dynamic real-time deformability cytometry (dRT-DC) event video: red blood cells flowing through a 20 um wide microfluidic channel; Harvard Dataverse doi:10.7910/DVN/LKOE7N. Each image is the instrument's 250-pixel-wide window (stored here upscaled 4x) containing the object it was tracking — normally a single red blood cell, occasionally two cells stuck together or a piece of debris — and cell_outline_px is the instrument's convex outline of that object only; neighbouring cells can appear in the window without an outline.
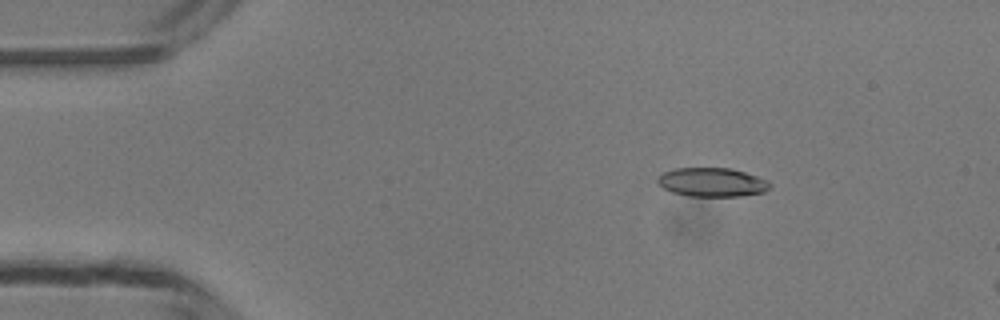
{"species": "common noctule bat (a hibernating species)", "species_latin": "Nyctalus noctula", "temperature_condition": "room temperature", "stored_images_in_passage": 11, "camera_frame_rate_fps": 3000, "um_per_image_px": 0.085, "animal": {"sex": "male", "body_mass_g": 13.3}, "frame": {"image": 1, "passage_image": 5, "time_ms": 1.333, "image_size_px": [1000, 320], "cell_outline_px": [[772, 184], [764, 192], [740, 196], [688, 196], [672, 192], [664, 188], [656, 180], [664, 172], [676, 168], [728, 168], [744, 172], [768, 180]], "centroid_in_image_um": [60.54, 15.49], "position_along_channel_um": 24.5, "area_um2": 18.73}}